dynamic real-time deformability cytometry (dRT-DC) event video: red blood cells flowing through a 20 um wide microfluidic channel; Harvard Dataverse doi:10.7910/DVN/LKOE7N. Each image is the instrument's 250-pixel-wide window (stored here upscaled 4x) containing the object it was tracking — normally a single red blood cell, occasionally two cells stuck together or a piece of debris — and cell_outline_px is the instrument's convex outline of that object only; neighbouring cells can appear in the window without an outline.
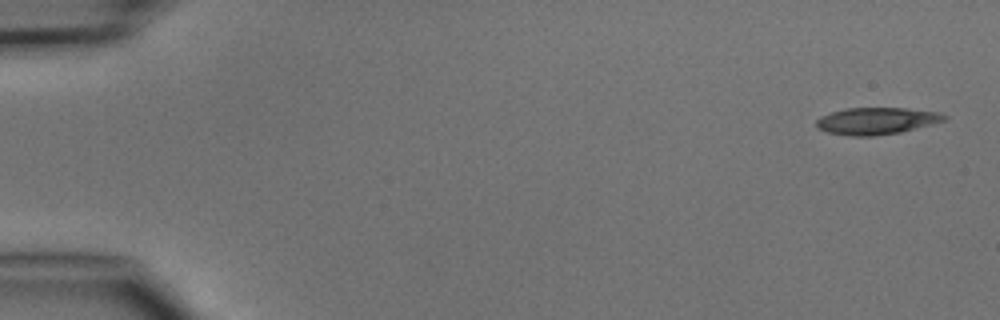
{"species": "common noctule bat (a hibernating species)", "species_latin": "Nyctalus noctula", "temperature_condition": "cold", "stored_images_in_passage": 5, "camera_frame_rate_fps": 3000, "um_per_image_px": 0.085, "animal": {"sex": "male", "body_mass_g": 15.6}, "frame": {"image": 1, "passage_image": 1, "time_ms": 0.0, "image_size_px": [1000, 320], "cell_outline_px": [[948, 120], [900, 132], [876, 136], [848, 136], [828, 132], [816, 128], [816, 120], [820, 116], [832, 112], [848, 108], [904, 108], [940, 112], [948, 116]], "centroid_in_image_um": [74.52, 10.28], "position_along_channel_um": 10.5, "area_um2": 20.17}}